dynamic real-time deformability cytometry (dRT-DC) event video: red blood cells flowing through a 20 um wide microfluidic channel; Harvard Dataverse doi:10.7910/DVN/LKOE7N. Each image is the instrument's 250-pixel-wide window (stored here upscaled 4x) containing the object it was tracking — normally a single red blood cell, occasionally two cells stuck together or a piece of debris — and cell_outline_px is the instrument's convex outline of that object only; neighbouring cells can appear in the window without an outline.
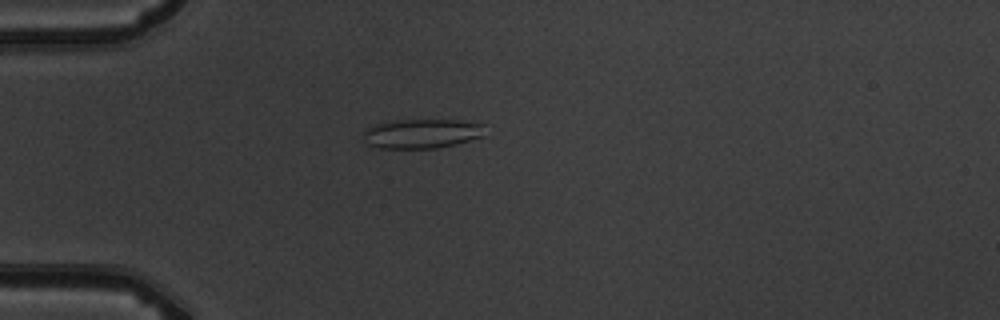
{"species": "common noctule bat (a hibernating species)", "species_latin": "Nyctalus noctula", "temperature_condition": "warm", "stored_images_in_passage": 2, "camera_frame_rate_fps": 3000, "um_per_image_px": 0.085, "animal": {"sex": "male", "body_mass_g": 19.5, "forearm_length_mm": 54.6}, "frame": {"image": 1, "passage_image": 2, "time_ms": 1.0, "image_size_px": [1000, 320], "cell_outline_px": [[484, 136], [456, 144], [436, 148], [376, 148], [368, 144], [364, 140], [364, 128], [376, 124], [396, 120], [460, 120], [484, 124]], "centroid_in_image_um": [35.85, 11.35], "position_along_channel_um": 49.2, "area_um2": 20.92}}